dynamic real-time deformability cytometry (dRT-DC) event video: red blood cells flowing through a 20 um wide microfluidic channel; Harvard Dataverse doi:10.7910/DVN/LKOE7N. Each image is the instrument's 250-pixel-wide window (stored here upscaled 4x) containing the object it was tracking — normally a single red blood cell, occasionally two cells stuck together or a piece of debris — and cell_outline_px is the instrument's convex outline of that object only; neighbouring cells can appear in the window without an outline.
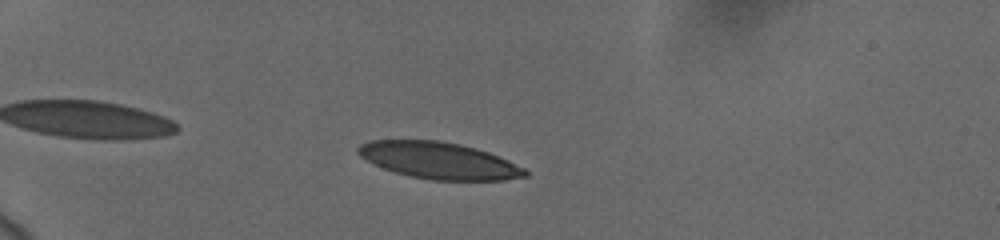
{"species": "human", "species_latin": "Homo sapiens", "temperature_condition": "cold", "stored_images_in_passage": 41, "camera_frame_rate_fps": 3000, "um_per_image_px": 0.085, "donor": {"sex": "female"}, "frame": {"image": 1, "passage_image": 1, "time_ms": 0.0, "image_size_px": [1000, 240], "cell_outline_px": [[528, 176], [504, 180], [432, 180], [412, 176], [396, 172], [384, 168], [360, 156], [356, 152], [356, 148], [360, 144], [368, 140], [440, 140], [460, 144], [476, 148], [488, 152], [508, 160], [524, 168], [528, 172]], "centroid_in_image_um": [37.32, 13.63], "position_along_channel_um": 47.7, "area_um2": 35.55}}
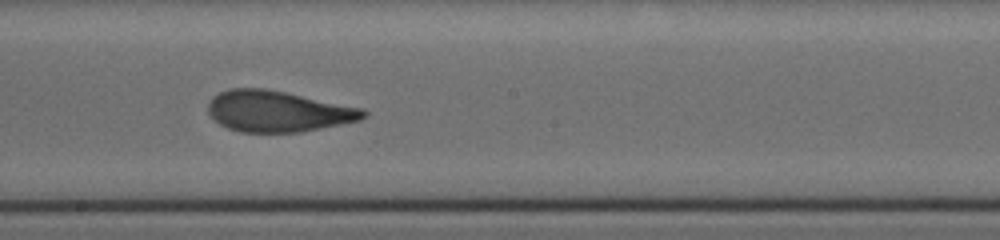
{"frame": {"image": 2, "passage_image": 19, "time_ms": 6.0, "image_size_px": [1000, 240], "cell_outline_px": [[368, 116], [360, 120], [300, 132], [240, 132], [228, 128], [220, 124], [208, 112], [208, 100], [212, 96], [228, 88], [264, 88], [364, 108], [368, 112]], "centroid_in_image_um": [23.62, 9.45], "position_along_channel_um": 224.6, "area_um2": 37.11}}
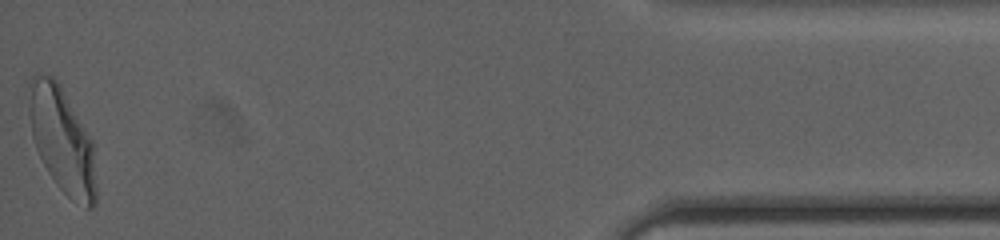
{"frame": {"image": 3, "passage_image": 41, "time_ms": 13.333, "image_size_px": [1000, 240], "cell_outline_px": [[96, 204], [92, 208], [88, 208], [72, 200], [56, 184], [48, 172], [36, 148], [32, 136], [28, 108], [28, 84], [32, 76], [36, 72], [52, 76], [60, 84], [92, 140], [96, 188]], "centroid_in_image_um": [5.25, 11.88], "position_along_channel_um": 429.9, "area_um2": 41.27}, "authors_computed_cell_mechanics": {"area_um2": 37.6278, "velocity_mm_per_s": 3.7267, "shape_relaxation_time_tau1_ms": 4.8808, "shape_relaxation_time_tau2_ms": 1.2507, "deformation_change_tau1": 0.1874, "deformation_change_tau2": 0.097}}